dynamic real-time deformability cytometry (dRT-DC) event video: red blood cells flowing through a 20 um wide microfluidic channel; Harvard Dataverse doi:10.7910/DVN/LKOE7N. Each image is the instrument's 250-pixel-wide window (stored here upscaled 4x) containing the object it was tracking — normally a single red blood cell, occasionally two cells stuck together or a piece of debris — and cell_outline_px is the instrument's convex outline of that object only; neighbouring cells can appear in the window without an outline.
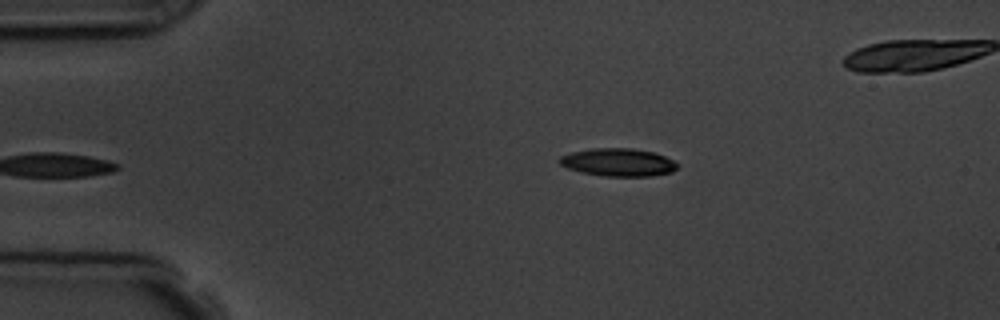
{"species": "common noctule bat (a hibernating species)", "species_latin": "Nyctalus noctula", "temperature_condition": "room temperature", "stored_images_in_passage": 6, "camera_frame_rate_fps": 3000, "um_per_image_px": 0.085, "animal": {"sex": "male", "body_mass_g": 19.5, "forearm_length_mm": 54.6}, "frame": {"image": 1, "passage_image": 6, "time_ms": 6.0, "image_size_px": [1000, 320], "cell_outline_px": [[680, 164], [672, 172], [652, 176], [604, 176], [580, 172], [568, 168], [560, 164], [556, 160], [560, 156], [572, 152], [592, 148], [632, 148], [652, 152], [664, 156]], "centroid_in_image_um": [52.53, 13.8], "position_along_channel_um": 32.5, "area_um2": 19.19}}